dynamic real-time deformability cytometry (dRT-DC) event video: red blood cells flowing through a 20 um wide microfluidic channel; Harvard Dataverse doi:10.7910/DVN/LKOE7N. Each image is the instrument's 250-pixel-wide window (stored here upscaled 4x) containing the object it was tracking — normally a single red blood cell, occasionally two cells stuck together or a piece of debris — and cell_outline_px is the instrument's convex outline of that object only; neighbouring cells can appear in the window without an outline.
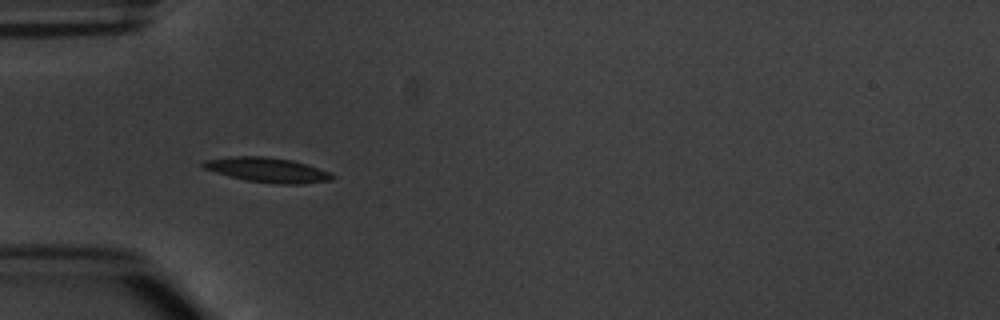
{"species": "common noctule bat (a hibernating species)", "species_latin": "Nyctalus noctula", "temperature_condition": "warm", "stored_images_in_passage": 5, "camera_frame_rate_fps": 3000, "um_per_image_px": 0.085, "animal": {"sex": "male", "body_mass_g": 20.1, "forearm_length_mm": 53.5}, "frame": {"image": 1, "passage_image": 4, "time_ms": 4.667, "image_size_px": [1000, 320], "cell_outline_px": [[336, 176], [332, 180], [300, 184], [276, 184], [244, 180], [228, 176], [204, 168], [200, 164], [204, 160], [232, 156], [260, 156], [292, 160], [308, 164], [332, 172]], "centroid_in_image_um": [22.77, 14.45], "position_along_channel_um": 62.2, "area_um2": 18.79}}